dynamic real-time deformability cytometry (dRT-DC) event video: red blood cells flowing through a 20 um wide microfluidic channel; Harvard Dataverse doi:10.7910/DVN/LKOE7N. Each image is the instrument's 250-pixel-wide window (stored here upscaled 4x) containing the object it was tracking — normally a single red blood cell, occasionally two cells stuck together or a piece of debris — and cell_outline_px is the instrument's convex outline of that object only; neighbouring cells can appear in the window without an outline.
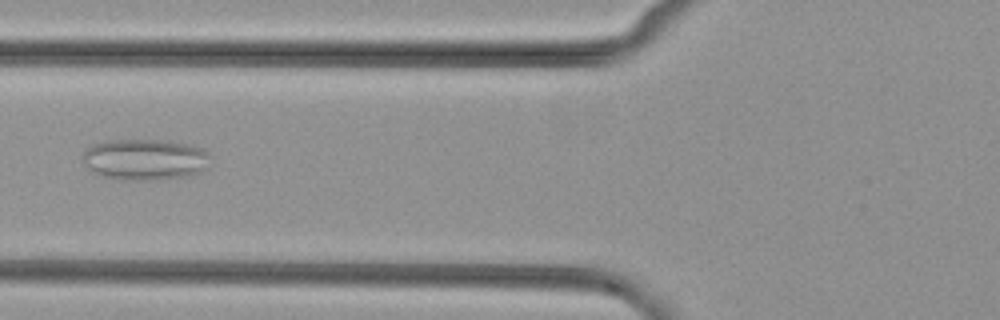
{"species": "common noctule bat (a hibernating species)", "species_latin": "Nyctalus noctula", "temperature_condition": "cold", "stored_images_in_passage": 40, "camera_frame_rate_fps": 3000, "um_per_image_px": 0.085, "animal": {"sex": "female", "body_mass_g": 29.2, "forearm_length_mm": 56.3}, "frame": {"image": 1, "passage_image": 9, "time_ms": 2.667, "image_size_px": [1000, 320], "cell_outline_px": [[208, 168], [192, 176], [152, 180], [116, 180], [92, 172], [84, 164], [84, 148], [92, 144], [104, 140], [168, 140], [208, 148]], "centroid_in_image_um": [12.34, 13.55], "position_along_channel_um": 113.5, "area_um2": 31.27}}
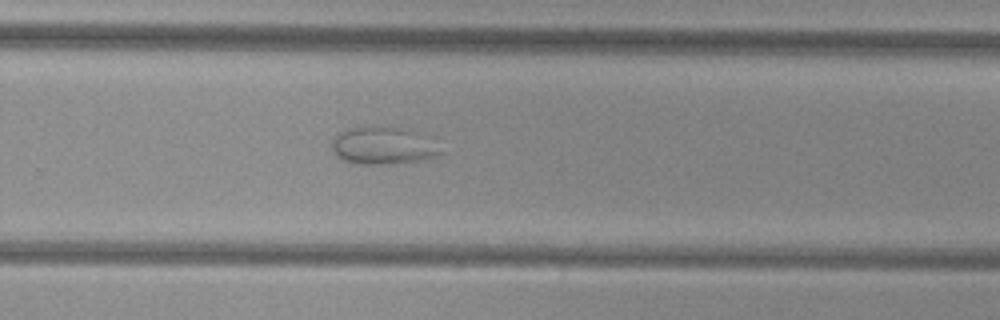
{"frame": {"image": 2, "passage_image": 23, "time_ms": 7.333, "image_size_px": [1000, 320], "cell_outline_px": [[444, 152], [440, 156], [400, 164], [356, 164], [340, 160], [332, 152], [332, 140], [340, 132], [348, 128], [400, 128], [420, 132], [436, 136]], "centroid_in_image_um": [32.7, 12.41], "position_along_channel_um": 297.1, "area_um2": 24.51}}
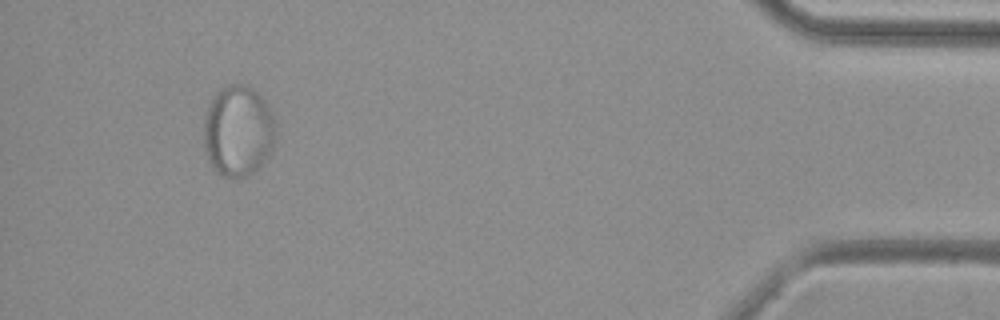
{"frame": {"image": 3, "passage_image": 37, "time_ms": 12.0, "image_size_px": [1000, 320], "cell_outline_px": [[276, 140], [272, 152], [248, 176], [240, 180], [224, 176], [216, 172], [212, 168], [204, 152], [204, 116], [208, 104], [216, 92], [220, 88], [228, 84], [248, 84], [256, 88], [272, 112], [276, 124]], "centroid_in_image_um": [20.24, 11.12], "position_along_channel_um": 415.0, "area_um2": 39.25}}